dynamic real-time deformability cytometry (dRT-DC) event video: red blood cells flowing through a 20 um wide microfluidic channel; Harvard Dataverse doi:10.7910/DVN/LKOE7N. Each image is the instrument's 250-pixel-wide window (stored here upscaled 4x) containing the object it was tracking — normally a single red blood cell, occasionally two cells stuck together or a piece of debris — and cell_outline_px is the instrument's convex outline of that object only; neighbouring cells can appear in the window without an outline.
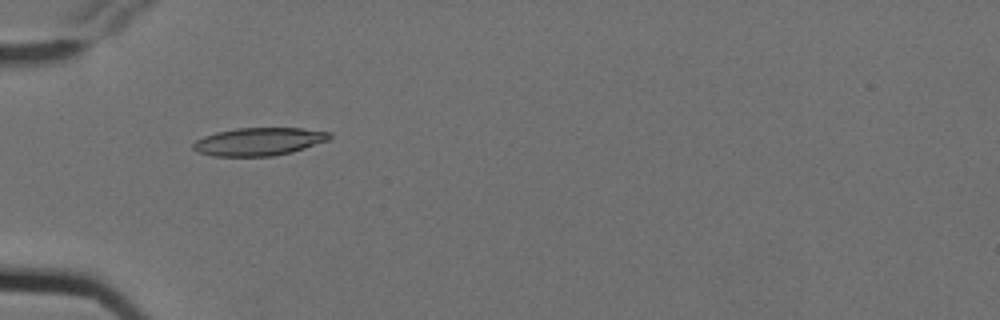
{"species": "Egyptian fruit bat (a non-hibernating species)", "species_latin": "Rousettus aegyptiacus", "temperature_condition": "cold", "stored_images_in_passage": 7, "camera_frame_rate_fps": 3000, "um_per_image_px": 0.085, "animal": {"sex": "female"}, "frame": {"image": 1, "passage_image": 6, "time_ms": 1.667, "image_size_px": [1000, 320], "cell_outline_px": [[332, 136], [328, 140], [292, 152], [272, 156], [212, 156], [196, 152], [192, 148], [192, 144], [196, 140], [204, 136], [216, 132], [236, 128], [304, 128], [332, 132]], "centroid_in_image_um": [21.99, 12.03], "position_along_channel_um": 63.0, "area_um2": 22.31}}
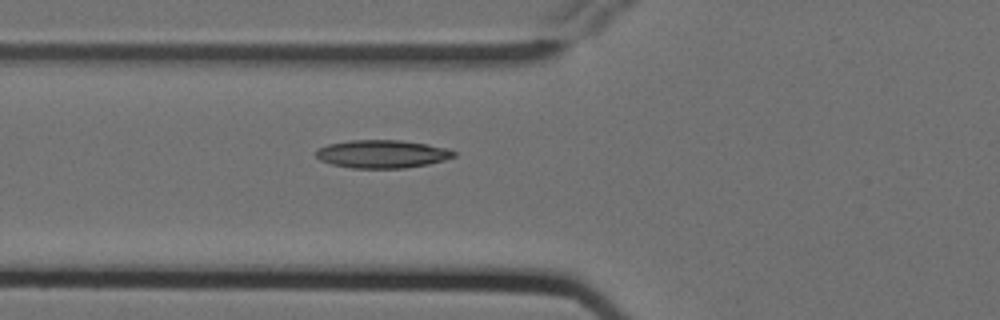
{"frame": {"image": 2, "passage_image": 7, "time_ms": 2.0, "image_size_px": [1000, 320], "cell_outline_px": [[456, 156], [444, 160], [428, 164], [404, 168], [352, 168], [332, 164], [320, 160], [316, 156], [316, 152], [320, 148], [328, 144], [352, 140], [400, 140], [428, 144], [448, 148], [456, 152]], "centroid_in_image_um": [32.52, 13.09], "position_along_channel_um": 93.3, "area_um2": 22.48}}